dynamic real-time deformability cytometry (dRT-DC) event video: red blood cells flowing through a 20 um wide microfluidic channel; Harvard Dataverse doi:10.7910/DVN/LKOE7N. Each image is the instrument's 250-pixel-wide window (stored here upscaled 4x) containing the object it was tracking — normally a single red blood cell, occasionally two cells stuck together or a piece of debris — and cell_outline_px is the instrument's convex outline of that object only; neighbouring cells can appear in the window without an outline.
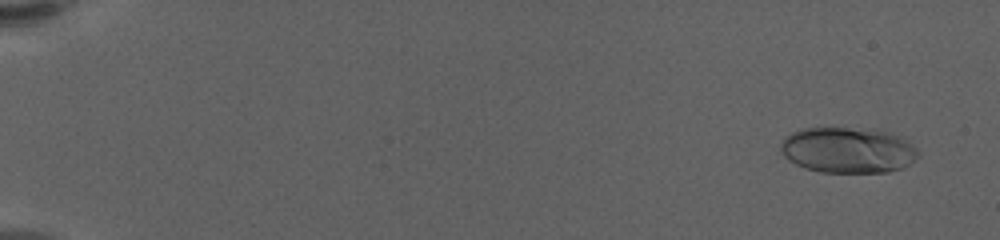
{"species": "human", "species_latin": "Homo sapiens", "temperature_condition": "warm", "stored_images_in_passage": 60, "camera_frame_rate_fps": 3000, "um_per_image_px": 0.085, "donor": {"sex": "female"}, "frame": {"image": 1, "passage_image": 4, "time_ms": 1.0, "image_size_px": [1000, 240], "cell_outline_px": [[920, 156], [904, 168], [888, 172], [820, 172], [804, 168], [788, 160], [784, 156], [780, 148], [780, 144], [792, 132], [804, 128], [848, 128], [888, 132], [904, 136], [920, 152]], "centroid_in_image_um": [72.12, 12.77], "position_along_channel_um": 12.9, "area_um2": 36.82}}
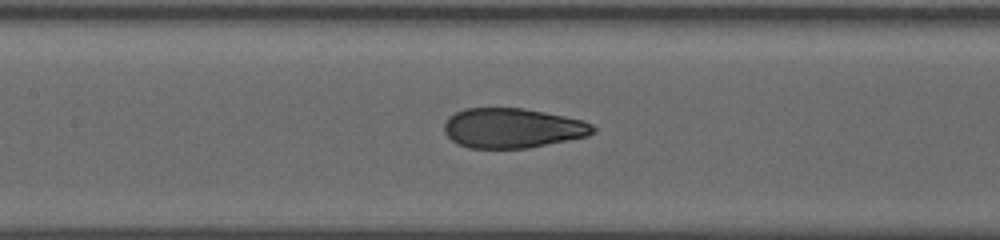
{"frame": {"image": 2, "passage_image": 31, "time_ms": 10.0, "image_size_px": [1000, 240], "cell_outline_px": [[596, 132], [588, 136], [528, 148], [468, 148], [452, 140], [444, 132], [444, 124], [448, 116], [464, 108], [524, 108], [584, 120], [592, 124], [596, 128]], "centroid_in_image_um": [43.57, 10.88], "position_along_channel_um": 163.8, "area_um2": 34.62}}
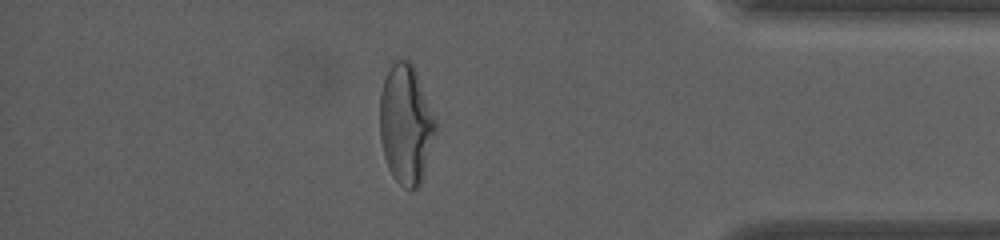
{"frame": {"image": 3, "passage_image": 53, "time_ms": 17.333, "image_size_px": [1000, 240], "cell_outline_px": [[436, 128], [420, 184], [416, 188], [404, 188], [392, 176], [388, 168], [384, 156], [380, 140], [380, 92], [384, 80], [392, 64], [396, 60], [408, 60], [412, 64], [416, 72], [436, 120]], "centroid_in_image_um": [34.47, 10.57], "position_along_channel_um": 400.7, "area_um2": 38.15}, "authors_computed_cell_mechanics": {"area_um2": 35.2291, "velocity_mm_per_s": 3.5819, "shape_relaxation_time_tau1_ms": 6.3043, "shape_relaxation_time_tau2_ms": null, "deformation_change_tau1": 0.2382, "deformation_change_tau2": null}}